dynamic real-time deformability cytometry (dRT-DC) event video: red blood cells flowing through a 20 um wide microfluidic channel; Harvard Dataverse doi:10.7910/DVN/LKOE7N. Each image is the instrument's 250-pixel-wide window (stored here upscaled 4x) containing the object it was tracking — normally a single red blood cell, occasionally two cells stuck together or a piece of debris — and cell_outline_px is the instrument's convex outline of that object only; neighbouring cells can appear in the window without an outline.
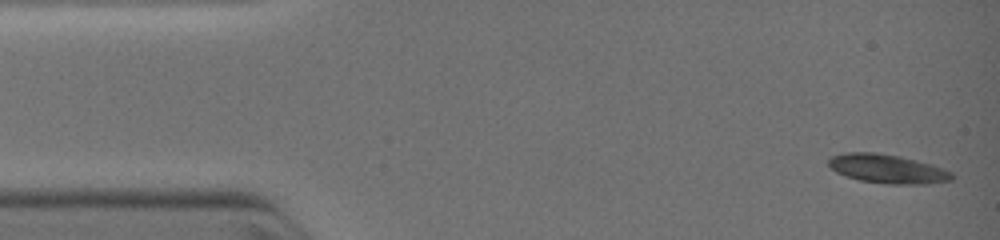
{"species": "common noctule bat (a hibernating species)", "species_latin": "Nyctalus noctula", "temperature_condition": "warm", "stored_images_in_passage": 6, "camera_frame_rate_fps": 3000, "um_per_image_px": 0.085, "animal": {"sex": "female", "body_mass_g": 19.0, "forearm_length_mm": 51.5}, "frame": {"image": 1, "passage_image": 1, "time_ms": 0.0, "image_size_px": [1000, 240], "cell_outline_px": [[952, 180], [928, 184], [888, 184], [860, 180], [844, 176], [836, 172], [828, 164], [828, 160], [832, 156], [848, 152], [872, 152], [900, 156], [928, 164], [952, 172]], "centroid_in_image_um": [75.39, 14.36], "position_along_channel_um": 9.6, "area_um2": 20.52}}
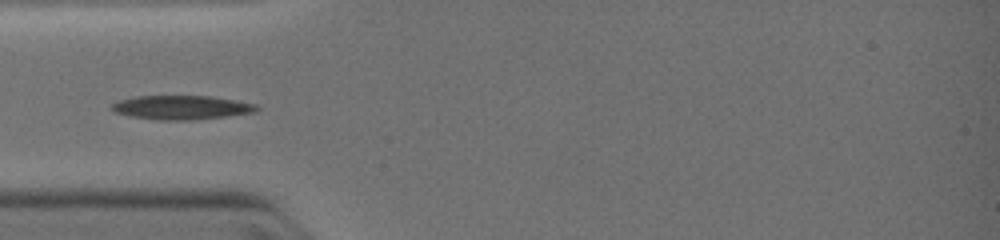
{"frame": {"image": 2, "passage_image": 5, "time_ms": 3.333, "image_size_px": [1000, 240], "cell_outline_px": [[256, 108], [252, 112], [224, 116], [188, 120], [160, 120], [132, 116], [116, 112], [112, 108], [112, 104], [120, 100], [136, 96], [208, 96], [256, 104]], "centroid_in_image_um": [15.37, 9.13], "position_along_channel_um": 69.6, "area_um2": 19.59}}